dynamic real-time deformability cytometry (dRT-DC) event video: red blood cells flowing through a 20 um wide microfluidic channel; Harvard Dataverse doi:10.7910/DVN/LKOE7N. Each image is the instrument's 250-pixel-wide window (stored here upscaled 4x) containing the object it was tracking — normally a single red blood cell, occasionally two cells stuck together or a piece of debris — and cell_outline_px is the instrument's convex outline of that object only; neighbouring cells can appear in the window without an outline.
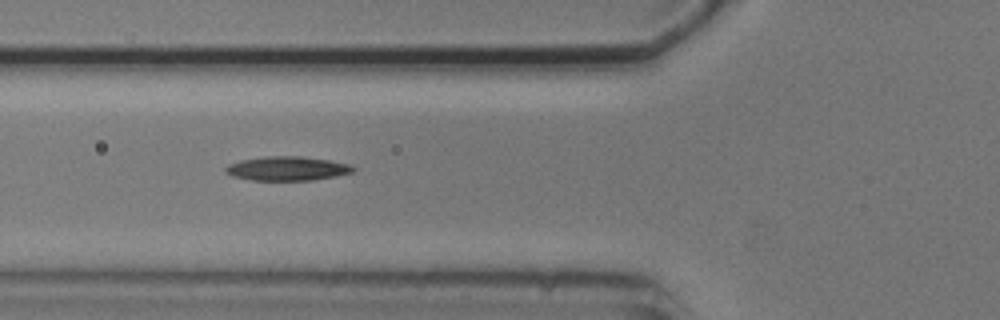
{"species": "common noctule bat (a hibernating species)", "species_latin": "Nyctalus noctula", "temperature_condition": "cold", "stored_images_in_passage": 14, "camera_frame_rate_fps": 3000, "um_per_image_px": 0.085, "animal": {"sex": "male", "body_mass_g": 20.5, "forearm_length_mm": 52.5}, "frame": {"image": 1, "passage_image": 5, "time_ms": 5.333, "image_size_px": [1000, 320], "cell_outline_px": [[356, 168], [352, 172], [336, 176], [312, 180], [252, 180], [232, 176], [224, 172], [224, 168], [228, 164], [240, 160], [264, 156], [300, 156], [328, 160], [348, 164]], "centroid_in_image_um": [24.36, 14.32], "position_along_channel_um": 101.4, "area_um2": 17.92}}
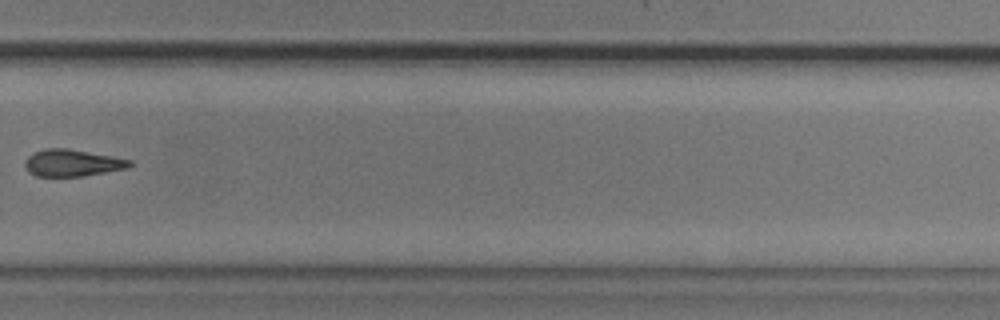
{"frame": {"image": 2, "passage_image": 10, "time_ms": 11.333, "image_size_px": [1000, 320], "cell_outline_px": [[132, 164], [128, 168], [84, 176], [36, 176], [28, 172], [24, 164], [28, 156], [32, 152], [44, 148], [68, 148], [112, 156], [132, 160]], "centroid_in_image_um": [6.13, 13.84], "position_along_channel_um": 323.7, "area_um2": 16.53}}
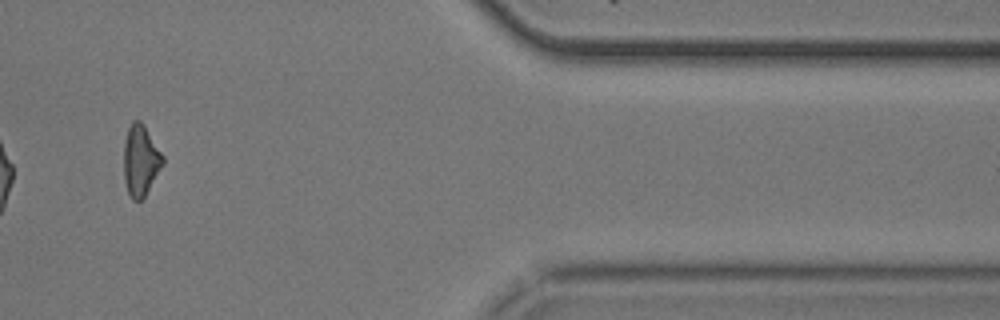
{"frame": {"image": 3, "passage_image": 12, "time_ms": 14.333, "image_size_px": [1000, 320], "cell_outline_px": [[164, 164], [144, 196], [140, 200], [132, 200], [128, 192], [124, 180], [124, 140], [128, 128], [132, 120], [140, 120], [144, 124], [164, 156]], "centroid_in_image_um": [11.95, 13.6], "position_along_channel_um": 399.4, "area_um2": 16.18}, "authors_computed_cell_mechanics": {"area_um2": 16.9065, "velocity_mm_per_s": 3.6996, "shape_relaxation_time_tau1_ms": 8.876, "shape_relaxation_time_tau2_ms": null, "deformation_change_tau1": 0.1601, "deformation_change_tau2": null}}